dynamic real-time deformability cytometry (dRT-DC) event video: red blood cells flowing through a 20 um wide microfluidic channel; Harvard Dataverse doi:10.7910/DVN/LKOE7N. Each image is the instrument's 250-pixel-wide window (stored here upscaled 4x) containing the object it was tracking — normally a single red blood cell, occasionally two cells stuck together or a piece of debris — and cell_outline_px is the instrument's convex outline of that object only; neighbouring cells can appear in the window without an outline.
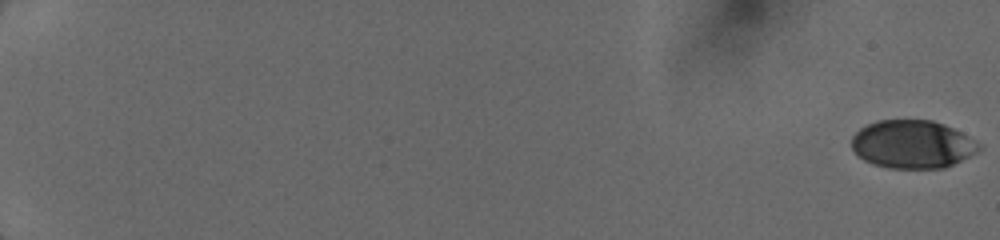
{"species": "human", "species_latin": "Homo sapiens", "temperature_condition": "cold", "stored_images_in_passage": 12, "camera_frame_rate_fps": 3000, "um_per_image_px": 0.085, "donor": {"sex": "female"}, "frame": {"image": 1, "passage_image": 1, "time_ms": 0.0, "image_size_px": [1000, 240], "cell_outline_px": [[980, 148], [976, 152], [944, 168], [888, 168], [872, 164], [864, 160], [852, 148], [852, 136], [860, 128], [876, 120], [932, 120], [944, 124], [968, 136], [980, 144]], "centroid_in_image_um": [77.52, 12.26], "position_along_channel_um": 7.5, "area_um2": 35.43}}
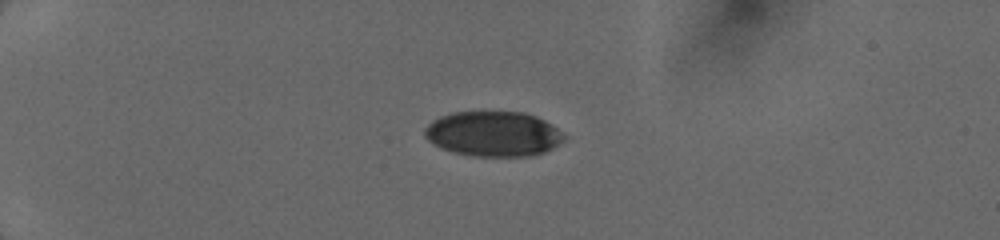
{"frame": {"image": 2, "passage_image": 7, "time_ms": 5.0, "image_size_px": [1000, 240], "cell_outline_px": [[564, 140], [552, 148], [544, 152], [532, 156], [476, 156], [456, 152], [444, 148], [428, 140], [424, 136], [424, 128], [432, 120], [440, 116], [452, 112], [524, 112], [536, 116], [552, 124], [564, 132]], "centroid_in_image_um": [41.96, 11.36], "position_along_channel_um": 43.0, "area_um2": 36.53}}
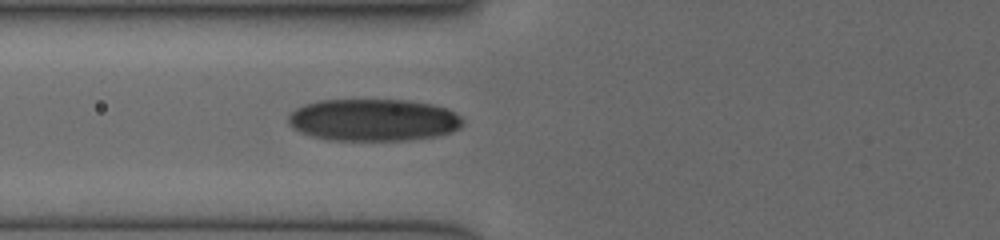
{"frame": {"image": 3, "passage_image": 12, "time_ms": 7.667, "image_size_px": [1000, 240], "cell_outline_px": [[464, 124], [460, 128], [452, 132], [436, 136], [408, 140], [328, 140], [312, 136], [300, 132], [292, 128], [288, 124], [288, 116], [296, 108], [304, 104], [320, 100], [408, 100], [432, 104], [448, 108], [460, 116], [464, 120]], "centroid_in_image_um": [31.75, 10.2], "position_along_channel_um": 94.0, "area_um2": 43.18}}